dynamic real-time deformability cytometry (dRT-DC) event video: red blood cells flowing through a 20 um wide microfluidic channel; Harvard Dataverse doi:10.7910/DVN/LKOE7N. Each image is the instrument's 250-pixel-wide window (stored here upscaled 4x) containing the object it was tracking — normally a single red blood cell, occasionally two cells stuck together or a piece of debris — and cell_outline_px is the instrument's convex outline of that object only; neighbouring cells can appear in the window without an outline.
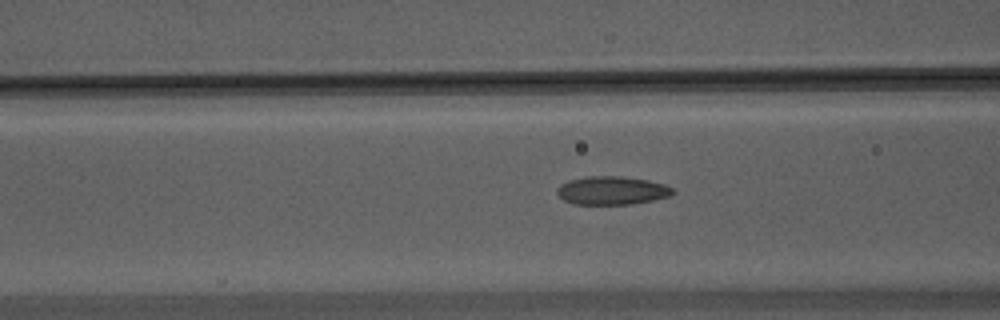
{"species": "Egyptian fruit bat (a non-hibernating species)", "species_latin": "Rousettus aegyptiacus", "temperature_condition": "warm", "stored_images_in_passage": 51, "camera_frame_rate_fps": 3000, "um_per_image_px": 0.085, "animal": {"sex": "male"}, "frame": {"image": 1, "passage_image": 17, "time_ms": 5.333, "image_size_px": [1000, 320], "cell_outline_px": [[676, 192], [668, 196], [652, 200], [632, 204], [572, 204], [564, 200], [556, 192], [556, 188], [560, 184], [568, 180], [588, 176], [620, 176], [648, 180], [664, 184], [672, 188]], "centroid_in_image_um": [51.98, 16.19], "position_along_channel_um": 114.6, "area_um2": 19.13}}
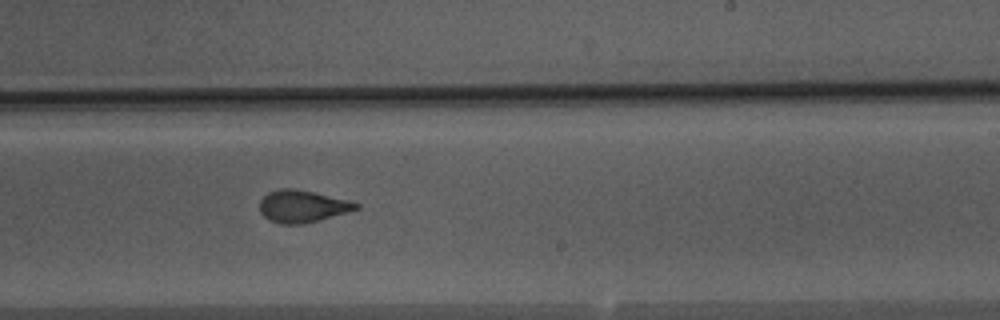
{"frame": {"image": 2, "passage_image": 29, "time_ms": 9.333, "image_size_px": [1000, 320], "cell_outline_px": [[360, 208], [304, 224], [280, 224], [268, 220], [260, 212], [260, 200], [268, 192], [280, 188], [292, 188], [312, 192], [348, 200], [360, 204]], "centroid_in_image_um": [25.66, 17.54], "position_along_channel_um": 263.3, "area_um2": 17.92}}
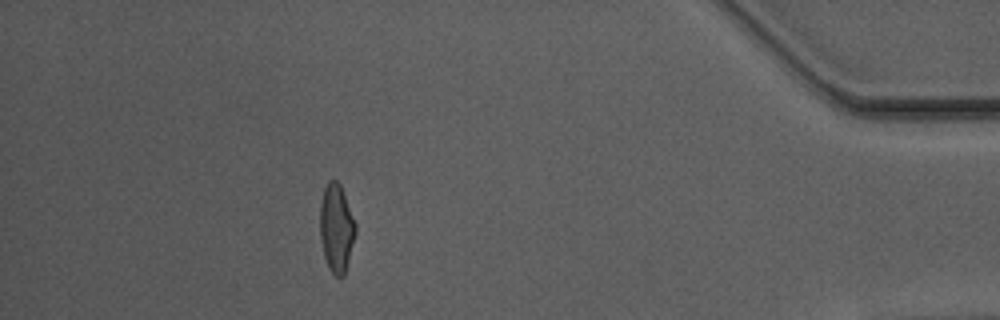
{"frame": {"image": 3, "passage_image": 45, "time_ms": 14.667, "image_size_px": [1000, 320], "cell_outline_px": [[356, 232], [344, 276], [340, 280], [328, 268], [324, 256], [320, 236], [320, 204], [324, 188], [328, 180], [336, 180], [340, 184], [356, 224]], "centroid_in_image_um": [28.59, 19.41], "position_along_channel_um": 406.6, "area_um2": 18.26}, "authors_computed_cell_mechanics": {"area_um2": 18.496, "velocity_mm_per_s": 3.7196, "shape_relaxation_time_tau1_ms": 7.1041, "shape_relaxation_time_tau2_ms": 1.4127, "deformation_change_tau1": 0.2141, "deformation_change_tau2": 0.0865}}